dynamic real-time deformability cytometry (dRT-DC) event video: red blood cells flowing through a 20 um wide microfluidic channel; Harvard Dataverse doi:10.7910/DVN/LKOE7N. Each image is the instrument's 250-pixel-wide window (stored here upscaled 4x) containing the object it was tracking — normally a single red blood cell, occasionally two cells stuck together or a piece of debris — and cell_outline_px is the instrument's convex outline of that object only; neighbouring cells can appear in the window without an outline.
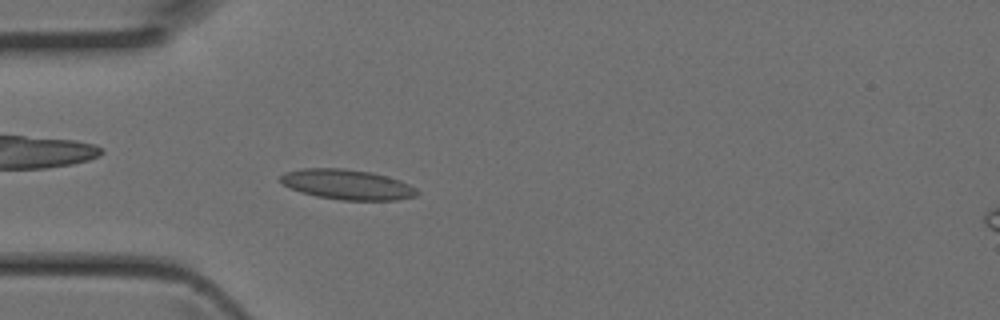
{"species": "Egyptian fruit bat (a non-hibernating species)", "species_latin": "Rousettus aegyptiacus", "temperature_condition": "room temperature", "stored_images_in_passage": 43, "camera_frame_rate_fps": 3000, "um_per_image_px": 0.085, "animal": {"sex": "female"}, "frame": {"image": 1, "passage_image": 12, "time_ms": 3.667, "image_size_px": [1000, 320], "cell_outline_px": [[420, 192], [416, 196], [396, 200], [340, 200], [316, 196], [300, 192], [284, 184], [280, 180], [280, 176], [284, 172], [300, 168], [344, 168], [372, 172], [400, 180], [416, 188]], "centroid_in_image_um": [29.52, 15.68], "position_along_channel_um": 55.5, "area_um2": 24.04}}
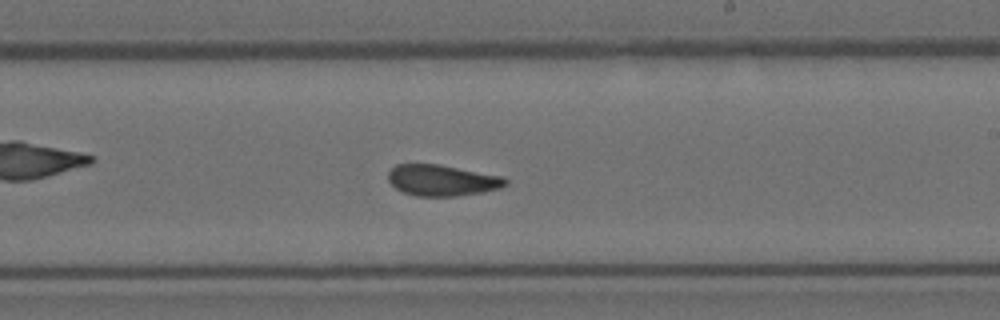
{"frame": {"image": 2, "passage_image": 25, "time_ms": 8.0, "image_size_px": [1000, 320], "cell_outline_px": [[508, 184], [500, 188], [484, 192], [456, 196], [416, 196], [404, 192], [396, 188], [388, 180], [388, 172], [396, 164], [436, 164], [504, 176], [508, 180]], "centroid_in_image_um": [37.6, 15.33], "position_along_channel_um": 251.4, "area_um2": 21.27}}
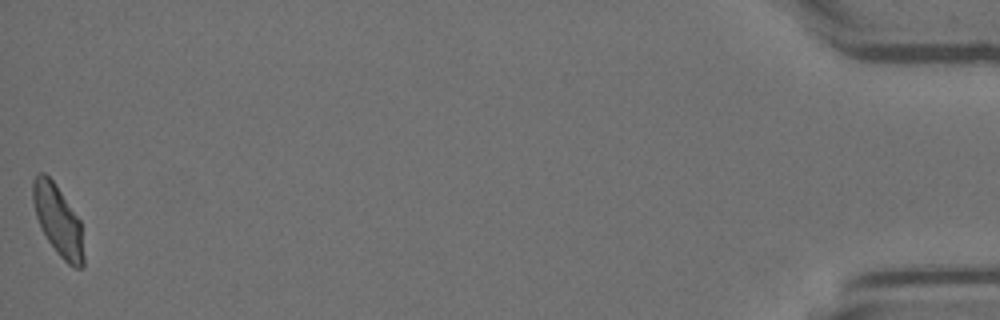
{"frame": {"image": 3, "passage_image": 43, "time_ms": 14.0, "image_size_px": [1000, 320], "cell_outline_px": [[84, 268], [72, 268], [56, 252], [40, 228], [36, 216], [32, 200], [32, 180], [40, 172], [44, 172], [56, 184], [80, 220], [84, 256]], "centroid_in_image_um": [4.93, 18.75], "position_along_channel_um": 430.3, "area_um2": 20.98}}